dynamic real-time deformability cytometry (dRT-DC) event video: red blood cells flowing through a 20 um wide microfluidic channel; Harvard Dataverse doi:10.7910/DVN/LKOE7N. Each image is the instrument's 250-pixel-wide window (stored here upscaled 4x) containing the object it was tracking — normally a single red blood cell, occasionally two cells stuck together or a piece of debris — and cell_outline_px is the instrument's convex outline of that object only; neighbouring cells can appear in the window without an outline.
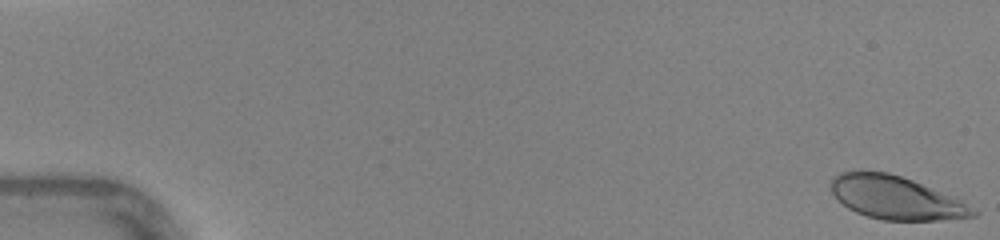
{"species": "human", "species_latin": "Homo sapiens", "temperature_condition": "warm", "stored_images_in_passage": 47, "camera_frame_rate_fps": 3000, "um_per_image_px": 0.085, "donor": {"sex": "female"}, "frame": {"image": 1, "passage_image": 1, "time_ms": 0.0, "image_size_px": [1000, 240], "cell_outline_px": [[980, 212], [976, 216], [940, 220], [884, 220], [868, 216], [856, 212], [848, 208], [832, 192], [832, 176], [840, 172], [888, 172], [912, 180], [956, 196]], "centroid_in_image_um": [76.23, 16.81], "position_along_channel_um": 8.8, "area_um2": 35.55}}
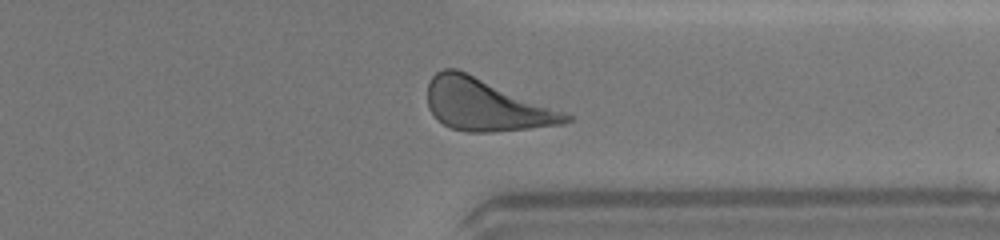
{"frame": {"image": 2, "passage_image": 37, "time_ms": 12.0, "image_size_px": [1000, 240], "cell_outline_px": [[572, 120], [564, 124], [492, 132], [464, 132], [452, 128], [444, 124], [428, 108], [428, 84], [432, 76], [436, 72], [444, 68], [456, 68], [564, 112], [572, 116]], "centroid_in_image_um": [41.27, 8.92], "position_along_channel_um": 370.1, "area_um2": 41.1}}
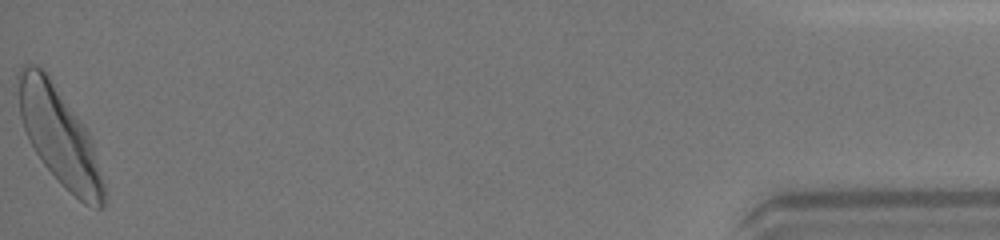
{"frame": {"image": 3, "passage_image": 47, "time_ms": 15.333, "image_size_px": [1000, 240], "cell_outline_px": [[104, 208], [96, 208], [84, 204], [44, 164], [36, 152], [24, 128], [20, 116], [16, 76], [20, 68], [24, 64], [36, 64], [44, 68], [84, 124], [88, 132], [92, 144], [104, 184]], "centroid_in_image_um": [5.01, 11.48], "position_along_channel_um": 430.2, "area_um2": 47.63}, "authors_computed_cell_mechanics": {"area_um2": 39.5352, "velocity_mm_per_s": 4.3614, "shape_relaxation_time_tau1_ms": 2.745, "shape_relaxation_time_tau2_ms": 0.771, "deformation_change_tau1": 0.1538, "deformation_change_tau2": 0.0675}}